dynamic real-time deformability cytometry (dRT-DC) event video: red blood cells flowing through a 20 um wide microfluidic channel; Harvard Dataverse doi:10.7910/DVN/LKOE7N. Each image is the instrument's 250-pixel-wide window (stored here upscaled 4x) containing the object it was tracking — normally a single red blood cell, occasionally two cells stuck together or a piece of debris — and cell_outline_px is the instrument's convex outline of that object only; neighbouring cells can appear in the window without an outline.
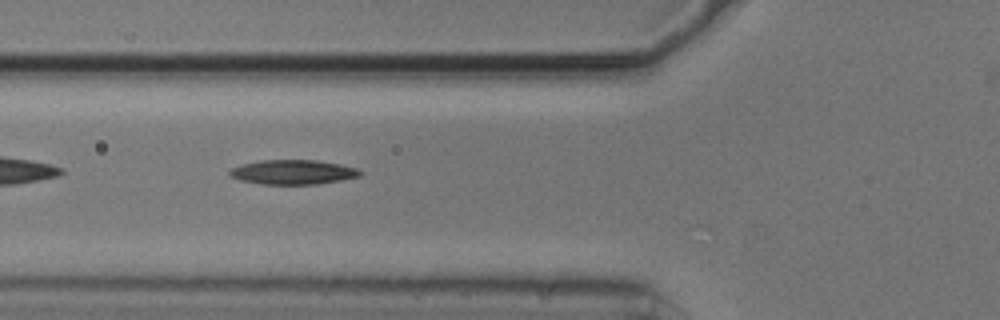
{"species": "common noctule bat (a hibernating species)", "species_latin": "Nyctalus noctula", "temperature_condition": "cold", "stored_images_in_passage": 33, "camera_frame_rate_fps": 3000, "um_per_image_px": 0.085, "animal": {"sex": "male", "body_mass_g": 20.5, "forearm_length_mm": 52.5}, "frame": {"image": 1, "passage_image": 5, "time_ms": 1.333, "image_size_px": [1000, 320], "cell_outline_px": [[364, 172], [360, 176], [340, 180], [316, 184], [260, 184], [240, 180], [232, 176], [228, 172], [232, 168], [244, 164], [260, 160], [316, 160], [340, 164], [356, 168]], "centroid_in_image_um": [24.93, 14.63], "position_along_channel_um": 100.9, "area_um2": 18.5}, "authors_computed_cell_mechanics": {"area_um2": 17.918, "velocity_mm_per_s": 3.7323, "shape_relaxation_time_tau1_ms": 4.4113, "shape_relaxation_time_tau2_ms": 7.5685, "deformation_change_tau1": 0.1324, "deformation_change_tau2": 0.186}}